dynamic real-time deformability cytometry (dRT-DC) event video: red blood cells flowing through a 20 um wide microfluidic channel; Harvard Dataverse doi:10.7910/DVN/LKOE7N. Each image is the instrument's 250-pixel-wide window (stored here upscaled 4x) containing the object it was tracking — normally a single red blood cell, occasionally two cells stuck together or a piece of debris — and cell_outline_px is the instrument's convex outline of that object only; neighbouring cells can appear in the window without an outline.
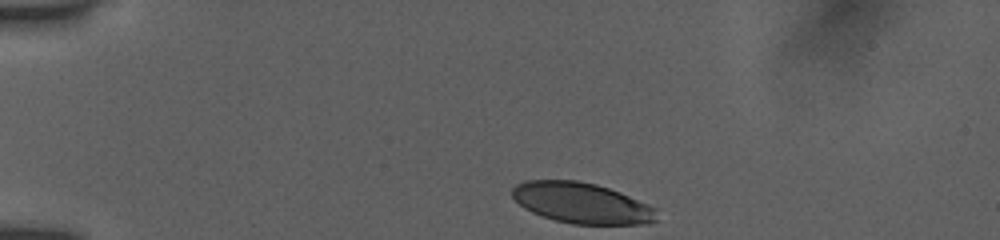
{"species": "human", "species_latin": "Homo sapiens", "temperature_condition": "room temperature", "stored_images_in_passage": 36, "camera_frame_rate_fps": 3000, "um_per_image_px": 0.085, "donor": {"sex": "female"}, "frame": {"image": 1, "passage_image": 1, "time_ms": 0.0, "image_size_px": [1000, 240], "cell_outline_px": [[656, 220], [648, 224], [572, 224], [556, 220], [532, 212], [524, 208], [512, 196], [512, 188], [516, 184], [524, 180], [576, 180], [596, 184], [620, 192], [648, 204], [656, 208]], "centroid_in_image_um": [49.44, 17.25], "position_along_channel_um": 35.6, "area_um2": 34.22}}
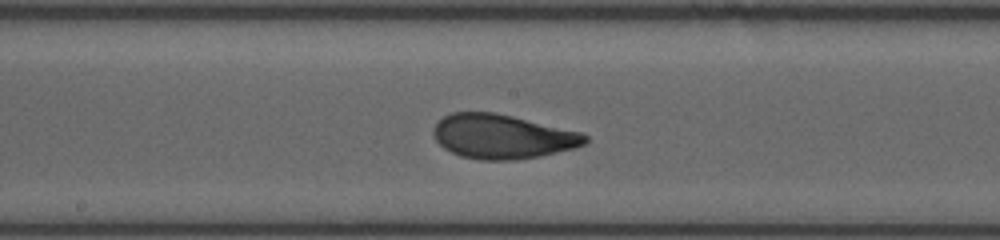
{"frame": {"image": 2, "passage_image": 19, "time_ms": 6.0, "image_size_px": [1000, 240], "cell_outline_px": [[588, 140], [584, 144], [572, 148], [540, 156], [516, 160], [480, 160], [460, 156], [444, 148], [436, 140], [432, 132], [432, 128], [444, 116], [452, 112], [492, 112], [512, 116], [580, 132], [588, 136]], "centroid_in_image_um": [42.66, 11.61], "position_along_channel_um": 205.5, "area_um2": 38.9}}
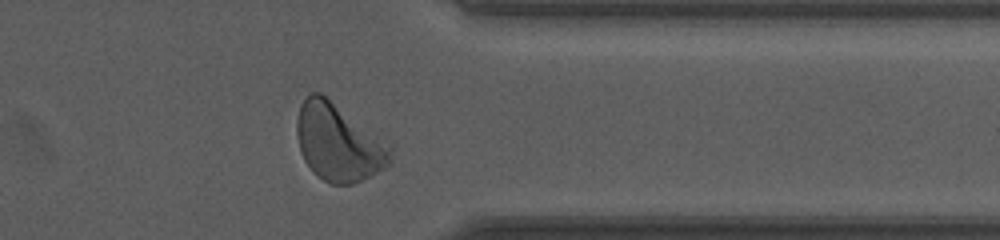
{"frame": {"image": 3, "passage_image": 33, "time_ms": 10.667, "image_size_px": [1000, 240], "cell_outline_px": [[392, 148], [388, 168], [352, 184], [332, 184], [316, 176], [312, 172], [304, 160], [300, 152], [296, 132], [296, 120], [300, 104], [312, 92], [320, 92], [392, 144]], "centroid_in_image_um": [28.78, 12.12], "position_along_channel_um": 382.6, "area_um2": 42.54}, "authors_computed_cell_mechanics": {"area_um2": 38.8994, "velocity_mm_per_s": 3.8934, "shape_relaxation_time_tau1_ms": 2.9468, "shape_relaxation_time_tau2_ms": 0.9009, "deformation_change_tau1": 0.1435, "deformation_change_tau2": 0.0689}}